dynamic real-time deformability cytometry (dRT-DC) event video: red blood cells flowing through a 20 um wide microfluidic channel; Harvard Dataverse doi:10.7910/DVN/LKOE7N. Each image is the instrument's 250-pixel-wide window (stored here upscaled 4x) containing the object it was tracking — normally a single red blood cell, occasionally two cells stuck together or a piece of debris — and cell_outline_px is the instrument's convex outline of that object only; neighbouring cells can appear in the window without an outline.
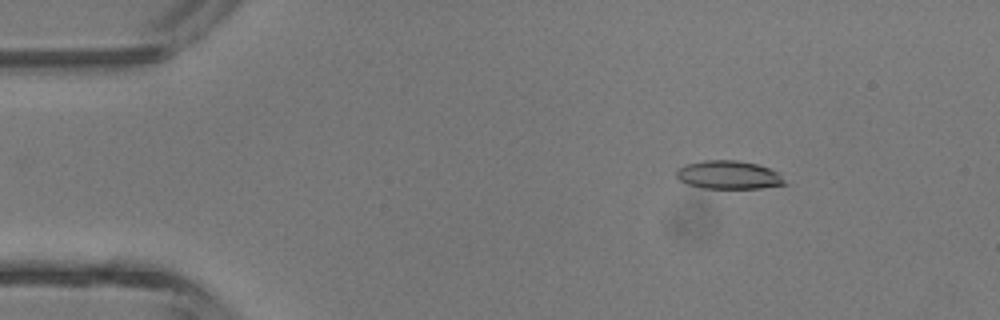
{"species": "common noctule bat (a hibernating species)", "species_latin": "Nyctalus noctula", "temperature_condition": "room temperature", "stored_images_in_passage": 5, "camera_frame_rate_fps": 3000, "um_per_image_px": 0.085, "animal": {"sex": "male", "body_mass_g": 13.3}, "frame": {"image": 1, "passage_image": 2, "time_ms": 2.0, "image_size_px": [1000, 320], "cell_outline_px": [[788, 184], [760, 188], [704, 188], [688, 184], [680, 180], [676, 176], [676, 168], [684, 164], [704, 160], [736, 160], [756, 164], [780, 172]], "centroid_in_image_um": [61.94, 14.86], "position_along_channel_um": 23.1, "area_um2": 18.03}}